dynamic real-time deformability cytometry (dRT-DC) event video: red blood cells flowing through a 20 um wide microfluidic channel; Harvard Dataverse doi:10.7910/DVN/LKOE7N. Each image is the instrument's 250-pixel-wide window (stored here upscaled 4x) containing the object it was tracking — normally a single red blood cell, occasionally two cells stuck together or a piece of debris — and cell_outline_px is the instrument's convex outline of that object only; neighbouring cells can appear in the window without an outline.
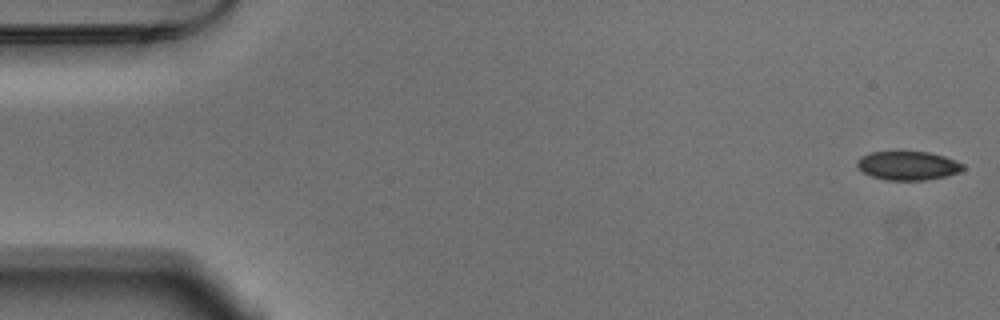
{"species": "Egyptian fruit bat (a non-hibernating species)", "species_latin": "Rousettus aegyptiacus", "temperature_condition": "warm", "stored_images_in_passage": 54, "camera_frame_rate_fps": 3000, "um_per_image_px": 0.085, "animal": {"sex": "male"}, "frame": {"image": 1, "passage_image": 1, "time_ms": 0.0, "image_size_px": [1000, 320], "cell_outline_px": [[964, 168], [960, 172], [948, 176], [924, 180], [884, 180], [872, 176], [864, 172], [856, 164], [856, 160], [860, 156], [872, 152], [928, 152], [944, 156], [956, 160], [964, 164]], "centroid_in_image_um": [77.19, 14.08], "position_along_channel_um": 7.8, "area_um2": 17.8}}
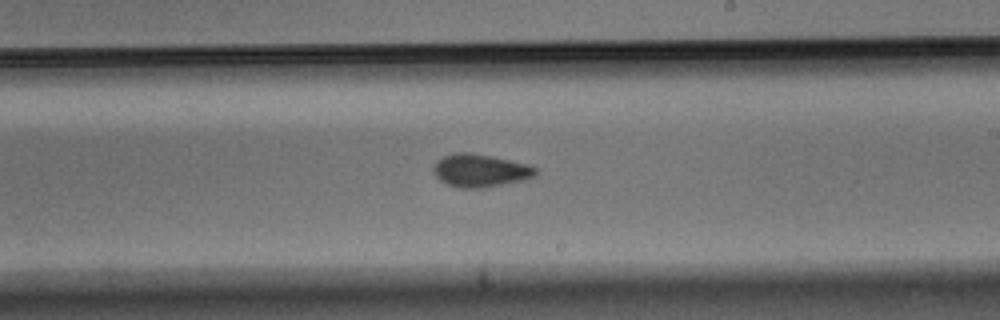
{"frame": {"image": 2, "passage_image": 31, "time_ms": 10.0, "image_size_px": [1000, 320], "cell_outline_px": [[536, 176], [524, 180], [480, 188], [460, 188], [448, 184], [440, 180], [436, 176], [432, 168], [436, 160], [444, 156], [456, 152], [464, 152], [488, 156], [528, 164], [536, 168]], "centroid_in_image_um": [40.8, 14.5], "position_along_channel_um": 248.2, "area_um2": 19.31}}
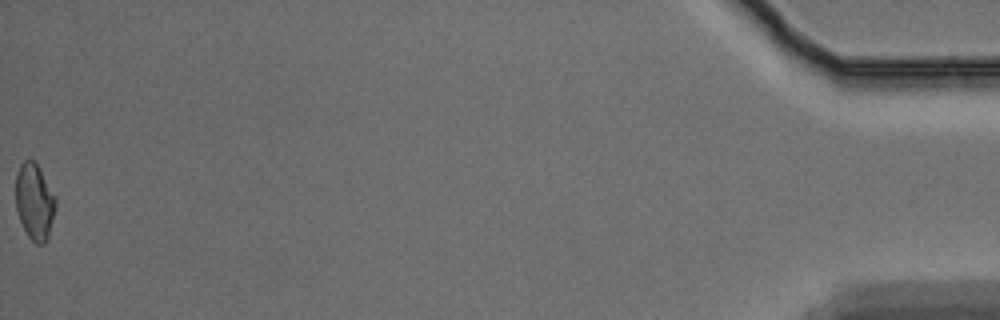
{"frame": {"image": 3, "passage_image": 54, "time_ms": 17.667, "image_size_px": [1000, 320], "cell_outline_px": [[56, 204], [48, 236], [44, 244], [36, 244], [28, 236], [16, 212], [16, 172], [20, 164], [24, 160], [32, 160], [40, 168], [56, 200]], "centroid_in_image_um": [2.91, 17.13], "position_along_channel_um": 432.3, "area_um2": 17.51}, "authors_computed_cell_mechanics": {"area_um2": 18.6694, "velocity_mm_per_s": 3.7218, "shape_relaxation_time_tau1_ms": 4.9901, "shape_relaxation_time_tau2_ms": 3.8371, "deformation_change_tau1": 0.0831, "deformation_change_tau2": 0.0832}}